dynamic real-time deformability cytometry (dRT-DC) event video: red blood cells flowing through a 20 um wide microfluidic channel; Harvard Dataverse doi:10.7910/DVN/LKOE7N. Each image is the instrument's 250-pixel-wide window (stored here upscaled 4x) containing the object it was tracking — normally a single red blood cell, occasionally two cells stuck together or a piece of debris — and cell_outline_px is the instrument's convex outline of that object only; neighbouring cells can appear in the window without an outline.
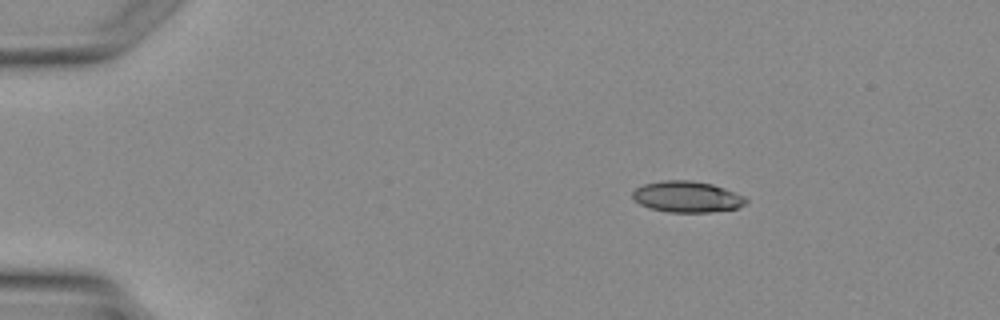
{"species": "Egyptian fruit bat (a non-hibernating species)", "species_latin": "Rousettus aegyptiacus", "temperature_condition": "warm", "stored_images_in_passage": 4, "camera_frame_rate_fps": 3000, "um_per_image_px": 0.085, "animal": {"sex": "female"}, "frame": {"image": 1, "passage_image": 1, "time_ms": 0.0, "image_size_px": [1000, 320], "cell_outline_px": [[748, 204], [736, 208], [712, 212], [668, 212], [648, 208], [632, 200], [632, 192], [636, 188], [644, 184], [664, 180], [692, 180], [712, 184], [724, 188], [744, 196], [748, 200]], "centroid_in_image_um": [58.39, 16.73], "position_along_channel_um": 26.6, "area_um2": 20.75}}
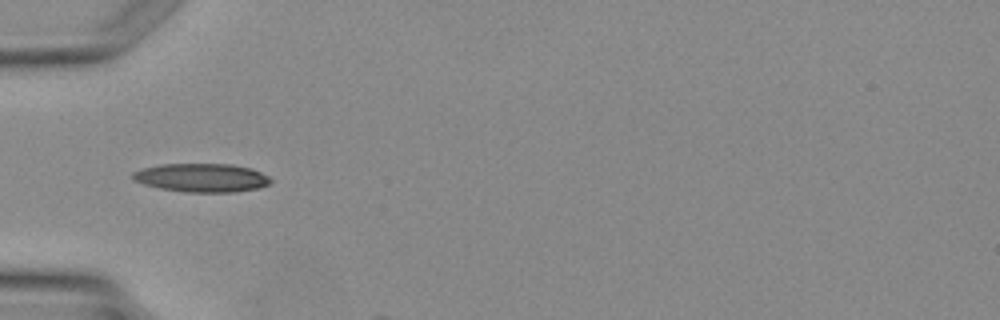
{"frame": {"image": 2, "passage_image": 3, "time_ms": 2.333, "image_size_px": [1000, 320], "cell_outline_px": [[272, 180], [268, 184], [260, 188], [236, 192], [188, 192], [160, 188], [144, 184], [132, 180], [132, 172], [140, 168], [160, 164], [232, 164], [252, 168], [268, 176]], "centroid_in_image_um": [17.13, 15.1], "position_along_channel_um": 67.9, "area_um2": 23.12}}
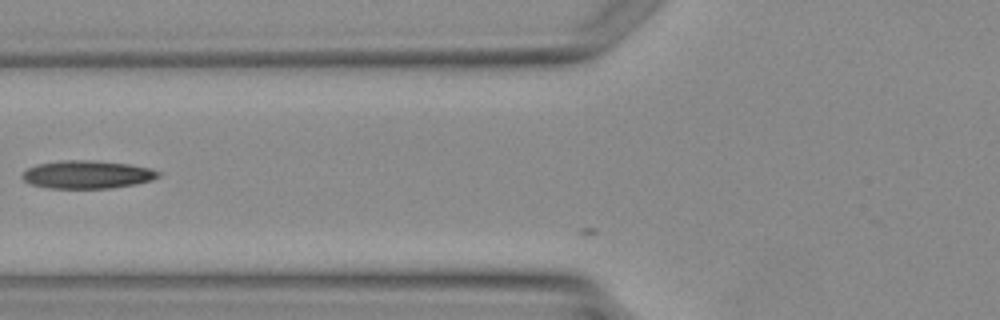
{"frame": {"image": 3, "passage_image": 4, "time_ms": 3.333, "image_size_px": [1000, 320], "cell_outline_px": [[160, 176], [152, 180], [136, 184], [108, 188], [48, 188], [32, 184], [24, 180], [20, 176], [28, 168], [36, 164], [64, 160], [92, 160], [128, 164], [152, 168], [160, 172]], "centroid_in_image_um": [7.43, 14.83], "position_along_channel_um": 118.4, "area_um2": 22.2}}